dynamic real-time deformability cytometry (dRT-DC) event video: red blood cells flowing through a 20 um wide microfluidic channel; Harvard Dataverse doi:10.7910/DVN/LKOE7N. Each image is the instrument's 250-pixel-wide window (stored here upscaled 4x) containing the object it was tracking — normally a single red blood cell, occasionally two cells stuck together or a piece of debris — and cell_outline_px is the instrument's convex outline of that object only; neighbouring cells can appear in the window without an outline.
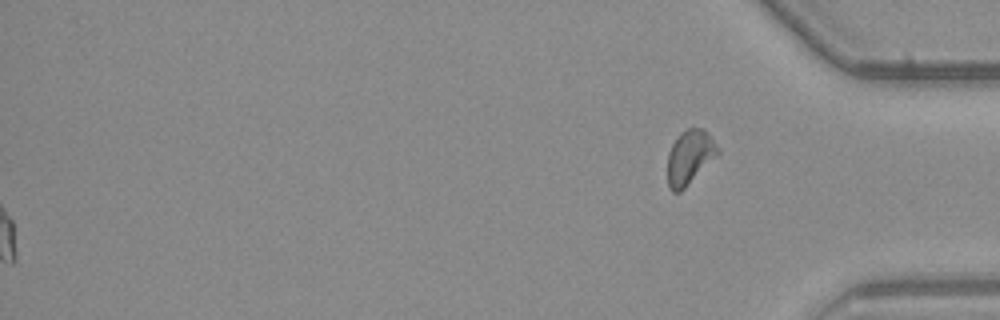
{"species": "common noctule bat (a hibernating species)", "species_latin": "Nyctalus noctula", "temperature_condition": "warm", "stored_images_in_passage": 55, "segment_of_instrument_passage": [2, 2], "camera_frame_rate_fps": 3000, "um_per_image_px": 0.085, "animal": {"sex": "male", "body_mass_g": 23.1, "forearm_length_mm": 52.7}, "frame": {"image": 1, "passage_image": 55, "time_ms": 18.0, "image_size_px": [1000, 320], "cell_outline_px": [[720, 152], [680, 192], [672, 192], [668, 188], [668, 152], [672, 144], [680, 132], [688, 128], [704, 128], [708, 132], [720, 148]], "centroid_in_image_um": [58.62, 13.33], "position_along_channel_um": 376.6, "area_um2": 15.84}}